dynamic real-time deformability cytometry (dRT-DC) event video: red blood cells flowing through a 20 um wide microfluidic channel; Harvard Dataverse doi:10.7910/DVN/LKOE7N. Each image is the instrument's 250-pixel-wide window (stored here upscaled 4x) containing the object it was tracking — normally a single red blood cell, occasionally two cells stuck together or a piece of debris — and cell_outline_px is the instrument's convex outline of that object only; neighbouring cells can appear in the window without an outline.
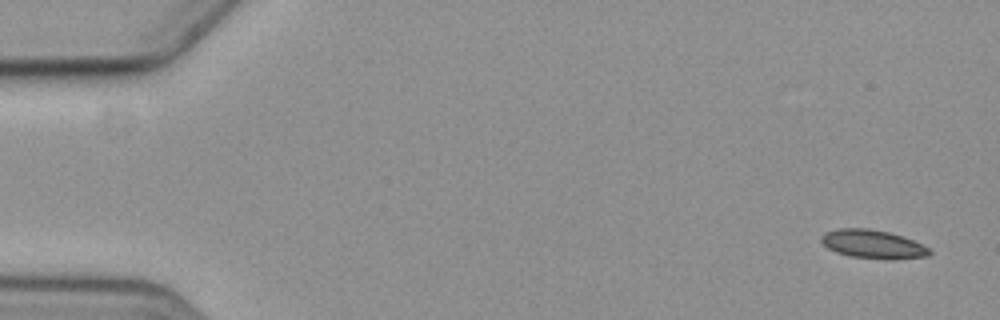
{"species": "common noctule bat (a hibernating species)", "species_latin": "Nyctalus noctula", "temperature_condition": "cold", "stored_images_in_passage": 7, "camera_frame_rate_fps": 3000, "um_per_image_px": 0.085, "animal": {"sex": "female", "body_mass_g": 19.3, "forearm_length_mm": 54.1}, "frame": {"image": 1, "passage_image": 1, "time_ms": 0.0, "image_size_px": [1000, 320], "cell_outline_px": [[932, 252], [928, 256], [892, 260], [888, 260], [852, 256], [836, 252], [828, 248], [820, 240], [820, 236], [824, 232], [840, 228], [868, 228], [888, 232], [912, 240], [928, 248]], "centroid_in_image_um": [74.17, 20.76], "position_along_channel_um": 10.8, "area_um2": 17.92}}
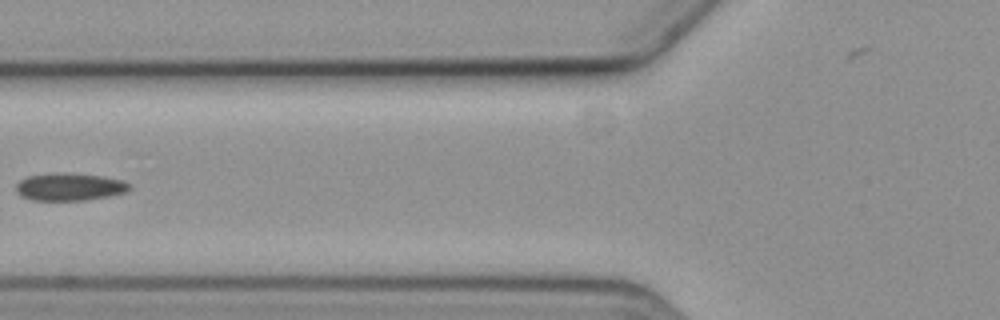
{"frame": {"image": 2, "passage_image": 6, "time_ms": 7.0, "image_size_px": [1000, 320], "cell_outline_px": [[132, 188], [124, 192], [108, 196], [84, 200], [32, 200], [20, 196], [16, 192], [16, 184], [20, 180], [28, 176], [60, 172], [64, 172], [100, 176], [124, 180], [132, 184]], "centroid_in_image_um": [5.91, 15.88], "position_along_channel_um": 119.9, "area_um2": 18.26}}
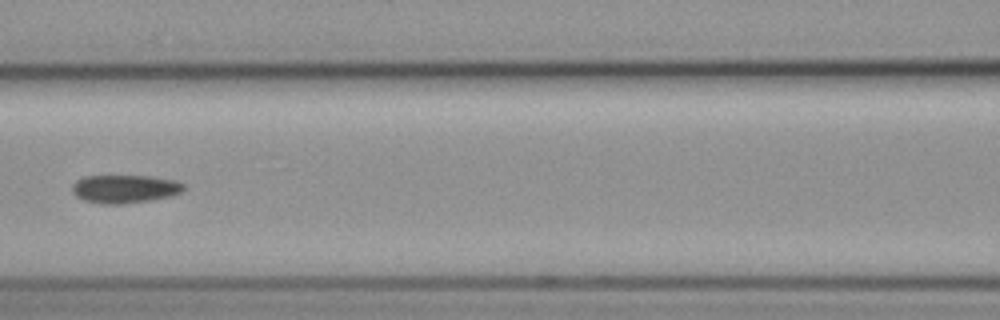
{"frame": {"image": 3, "passage_image": 7, "time_ms": 8.0, "image_size_px": [1000, 320], "cell_outline_px": [[184, 188], [180, 192], [172, 196], [124, 204], [100, 204], [84, 200], [76, 196], [72, 192], [72, 184], [76, 180], [88, 176], [152, 176], [172, 180], [184, 184]], "centroid_in_image_um": [10.57, 16.06], "position_along_channel_um": 156.0, "area_um2": 18.26}}